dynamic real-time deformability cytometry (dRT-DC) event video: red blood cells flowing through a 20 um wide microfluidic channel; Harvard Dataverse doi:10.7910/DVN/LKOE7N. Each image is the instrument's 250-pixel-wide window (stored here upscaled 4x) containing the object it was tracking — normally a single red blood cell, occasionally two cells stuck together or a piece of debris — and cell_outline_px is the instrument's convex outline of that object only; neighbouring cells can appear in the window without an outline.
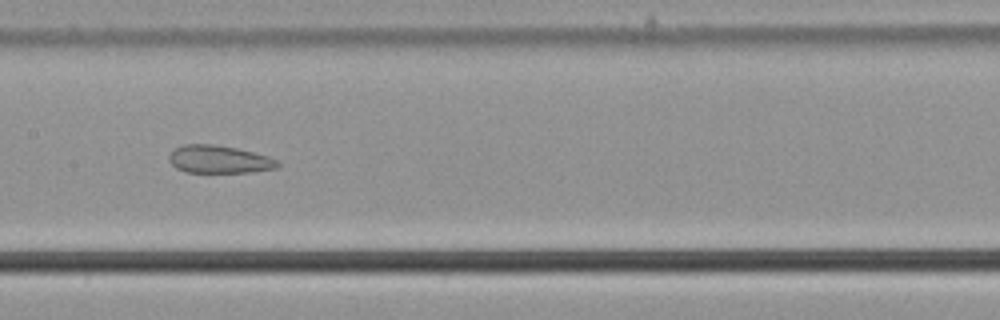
{"species": "common noctule bat (a hibernating species)", "species_latin": "Nyctalus noctula", "temperature_condition": "cold", "stored_images_in_passage": 55, "camera_frame_rate_fps": 3000, "um_per_image_px": 0.085, "animal": {"sex": "male", "body_mass_g": 21.5, "forearm_length_mm": 52.0}, "frame": {"image": 1, "passage_image": 28, "time_ms": 9.0, "image_size_px": [1000, 320], "cell_outline_px": [[280, 168], [252, 172], [184, 172], [176, 168], [168, 160], [168, 156], [176, 148], [184, 144], [212, 144], [236, 148], [268, 156], [280, 160]], "centroid_in_image_um": [18.66, 13.55], "position_along_channel_um": 188.7, "area_um2": 17.69}}
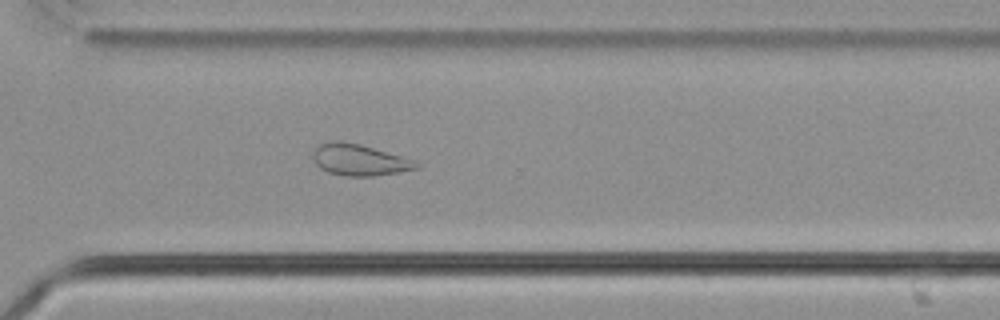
{"frame": {"image": 2, "passage_image": 40, "time_ms": 13.0, "image_size_px": [1000, 320], "cell_outline_px": [[420, 168], [400, 172], [372, 176], [344, 176], [328, 172], [320, 168], [316, 164], [312, 152], [320, 144], [332, 140], [340, 140], [360, 144], [416, 160], [420, 164]], "centroid_in_image_um": [30.57, 13.59], "position_along_channel_um": 340.0, "area_um2": 19.02}}
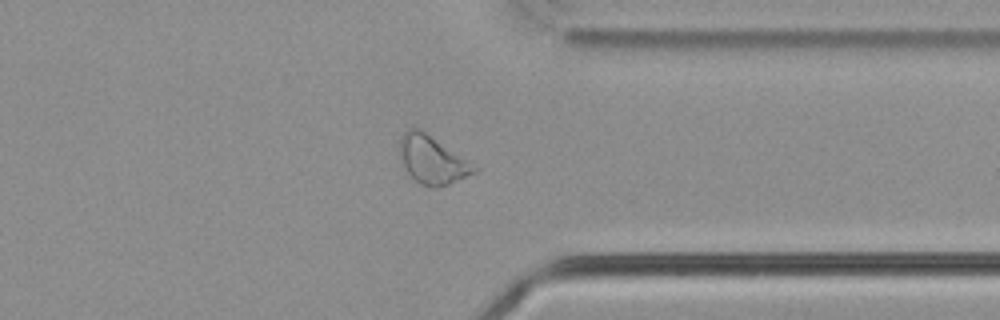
{"frame": {"image": 3, "passage_image": 43, "time_ms": 14.0, "image_size_px": [1000, 320], "cell_outline_px": [[480, 168], [476, 172], [448, 184], [436, 188], [432, 188], [420, 184], [404, 168], [400, 160], [400, 136], [408, 128], [416, 128], [424, 132]], "centroid_in_image_um": [36.72, 13.61], "position_along_channel_um": 374.7, "area_um2": 20.46}, "authors_computed_cell_mechanics": {"area_um2": 23.409, "velocity_mm_per_s": 3.7751, "shape_relaxation_time_tau1_ms": null, "shape_relaxation_time_tau2_ms": 2.3093, "deformation_change_tau1": null, "deformation_change_tau2": 0.0916}}